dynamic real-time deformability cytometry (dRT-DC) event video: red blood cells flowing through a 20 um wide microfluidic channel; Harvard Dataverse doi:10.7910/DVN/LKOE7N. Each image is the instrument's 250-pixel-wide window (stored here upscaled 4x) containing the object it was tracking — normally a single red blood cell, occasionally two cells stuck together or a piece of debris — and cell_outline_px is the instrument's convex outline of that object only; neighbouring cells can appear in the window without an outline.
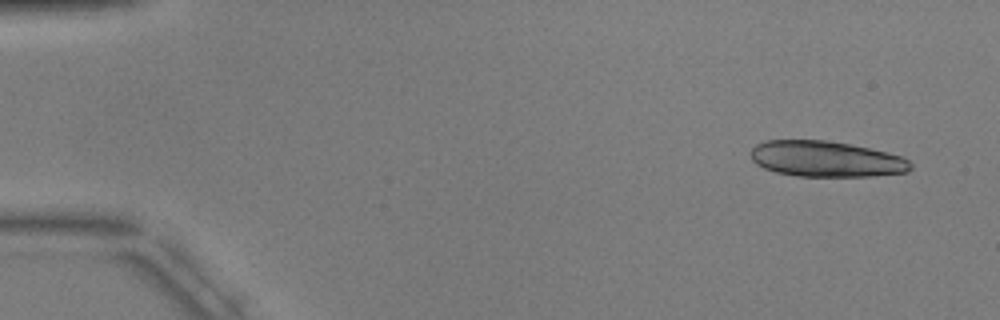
{"species": "common noctule bat (a hibernating species)", "species_latin": "Nyctalus noctula", "temperature_condition": "warm", "stored_images_in_passage": 5, "camera_frame_rate_fps": 3000, "um_per_image_px": 0.085, "animal": {"sex": "male", "body_mass_g": 17.9, "forearm_length_mm": 54.2}, "frame": {"image": 1, "passage_image": 1, "time_ms": 0.0, "image_size_px": [1000, 320], "cell_outline_px": [[912, 168], [908, 172], [872, 176], [796, 176], [776, 172], [764, 168], [756, 164], [752, 160], [748, 152], [756, 144], [764, 140], [828, 140], [868, 148], [900, 156], [908, 160], [912, 164]], "centroid_in_image_um": [70.16, 13.51], "position_along_channel_um": 14.8, "area_um2": 33.41}}